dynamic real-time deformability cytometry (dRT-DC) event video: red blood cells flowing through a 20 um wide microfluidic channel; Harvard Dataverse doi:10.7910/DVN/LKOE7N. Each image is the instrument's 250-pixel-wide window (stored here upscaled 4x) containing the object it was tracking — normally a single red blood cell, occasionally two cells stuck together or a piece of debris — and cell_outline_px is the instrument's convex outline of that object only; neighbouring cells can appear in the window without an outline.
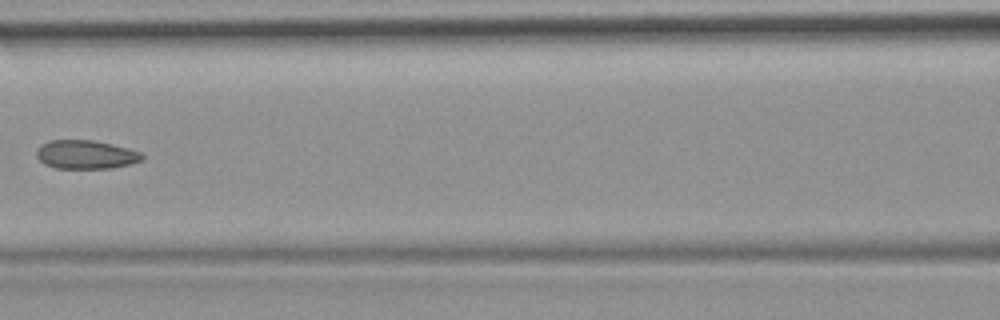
{"species": "common noctule bat (a hibernating species)", "species_latin": "Nyctalus noctula", "temperature_condition": "room temperature", "stored_images_in_passage": 5, "camera_frame_rate_fps": 3000, "um_per_image_px": 0.085, "animal": {"sex": "female", "body_mass_g": 19.9}, "frame": {"image": 1, "passage_image": 5, "time_ms": 4.667, "image_size_px": [1000, 320], "cell_outline_px": [[144, 160], [132, 164], [112, 168], [56, 168], [44, 164], [36, 156], [36, 148], [40, 144], [48, 140], [92, 140], [112, 144], [128, 148], [140, 152], [144, 156]], "centroid_in_image_um": [7.29, 13.13], "position_along_channel_um": 159.3, "area_um2": 17.86}}